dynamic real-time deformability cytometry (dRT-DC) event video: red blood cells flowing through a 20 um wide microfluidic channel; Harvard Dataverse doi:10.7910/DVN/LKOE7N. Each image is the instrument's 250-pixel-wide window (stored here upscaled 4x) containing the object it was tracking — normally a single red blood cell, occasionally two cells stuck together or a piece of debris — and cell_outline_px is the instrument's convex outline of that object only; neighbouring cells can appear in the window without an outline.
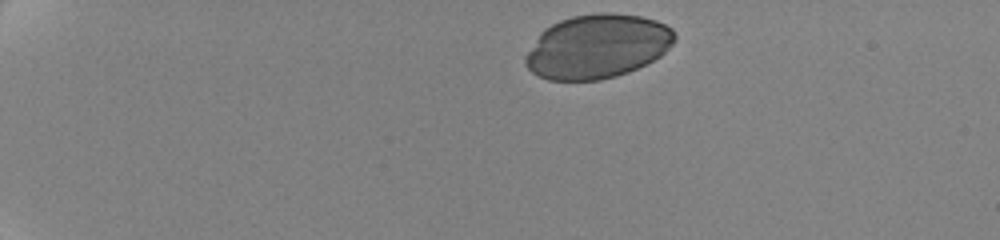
{"species": "human", "species_latin": "Homo sapiens", "temperature_condition": "cold", "stored_images_in_passage": 6, "camera_frame_rate_fps": 3000, "um_per_image_px": 0.085, "donor": {"sex": "female"}, "frame": {"image": 1, "passage_image": 1, "time_ms": 0.0, "image_size_px": [1000, 240], "cell_outline_px": [[676, 40], [660, 56], [628, 72], [616, 76], [600, 80], [548, 80], [532, 72], [524, 64], [524, 56], [540, 32], [544, 28], [560, 20], [572, 16], [600, 12], [612, 12], [640, 16], [656, 20], [672, 28], [676, 36]], "centroid_in_image_um": [50.75, 3.93], "position_along_channel_um": 34.2, "area_um2": 55.78}}